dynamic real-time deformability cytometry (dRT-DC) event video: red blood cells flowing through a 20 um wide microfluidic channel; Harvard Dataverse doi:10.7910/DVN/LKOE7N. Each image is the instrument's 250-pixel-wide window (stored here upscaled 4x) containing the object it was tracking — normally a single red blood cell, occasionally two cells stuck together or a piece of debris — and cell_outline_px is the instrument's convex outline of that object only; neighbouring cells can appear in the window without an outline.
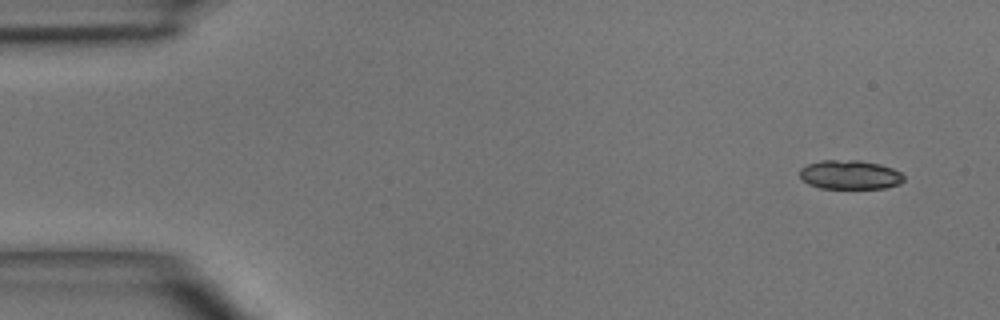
{"species": "common noctule bat (a hibernating species)", "species_latin": "Nyctalus noctula", "temperature_condition": "room temperature", "stored_images_in_passage": 4, "camera_frame_rate_fps": 3000, "um_per_image_px": 0.085, "animal": {"sex": "male", "body_mass_g": 15.6}, "frame": {"image": 1, "passage_image": 1, "time_ms": 0.0, "image_size_px": [1000, 320], "cell_outline_px": [[904, 180], [900, 184], [884, 188], [820, 188], [808, 184], [800, 176], [800, 168], [808, 164], [820, 160], [860, 160], [880, 164], [892, 168], [900, 172], [904, 176]], "centroid_in_image_um": [72.25, 14.85], "position_along_channel_um": 12.8, "area_um2": 17.69}}
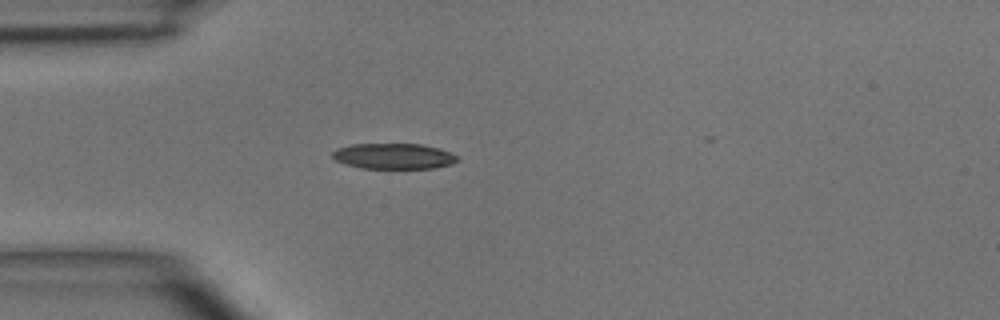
{"frame": {"image": 2, "passage_image": 4, "time_ms": 3.333, "image_size_px": [1000, 320], "cell_outline_px": [[460, 160], [452, 164], [436, 168], [360, 168], [344, 164], [336, 160], [332, 156], [332, 152], [336, 148], [352, 144], [420, 144], [440, 148], [456, 156]], "centroid_in_image_um": [33.45, 13.27], "position_along_channel_um": 51.5, "area_um2": 18.73}}